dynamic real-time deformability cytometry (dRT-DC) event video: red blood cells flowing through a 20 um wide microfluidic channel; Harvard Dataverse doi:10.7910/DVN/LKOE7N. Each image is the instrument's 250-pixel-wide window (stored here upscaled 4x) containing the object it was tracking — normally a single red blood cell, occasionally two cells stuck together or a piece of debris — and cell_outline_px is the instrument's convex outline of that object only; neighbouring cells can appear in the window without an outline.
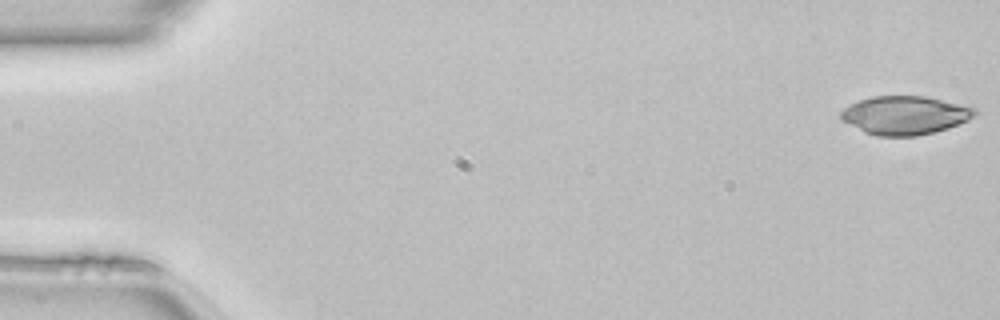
{"species": "common noctule bat (a hibernating species)", "species_latin": "Nyctalus noctula", "temperature_condition": "room temperature", "stored_images_in_passage": 49, "camera_frame_rate_fps": 3000, "um_per_image_px": 0.085, "animal": {"sex": "female", "body_mass_g": 22.7, "forearm_length_mm": 54.2}, "frame": {"image": 1, "passage_image": 1, "time_ms": 0.0, "image_size_px": [1000, 320], "cell_outline_px": [[976, 112], [968, 120], [948, 128], [916, 136], [876, 136], [864, 132], [840, 120], [840, 112], [844, 108], [860, 100], [872, 96], [924, 96], [976, 108]], "centroid_in_image_um": [76.87, 9.8], "position_along_channel_um": 8.1, "area_um2": 29.82}}
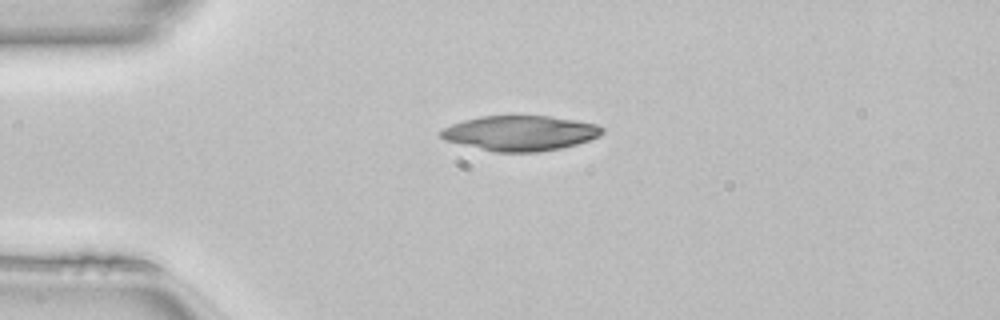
{"frame": {"image": 2, "passage_image": 12, "time_ms": 3.667, "image_size_px": [1000, 320], "cell_outline_px": [[604, 132], [600, 136], [576, 144], [560, 148], [540, 152], [496, 152], [444, 140], [440, 136], [440, 128], [464, 120], [480, 116], [548, 116], [596, 124], [604, 128]], "centroid_in_image_um": [44.19, 11.32], "position_along_channel_um": 40.8, "area_um2": 32.83}}
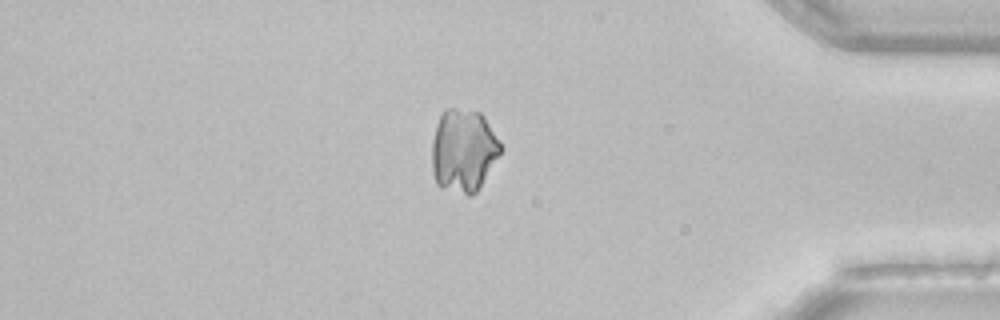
{"frame": {"image": 3, "passage_image": 42, "time_ms": 13.667, "image_size_px": [1000, 320], "cell_outline_px": [[504, 148], [476, 192], [472, 196], [468, 196], [440, 188], [436, 184], [432, 172], [432, 140], [436, 124], [444, 108], [452, 108], [480, 112], [484, 116]], "centroid_in_image_um": [39.38, 12.81], "position_along_channel_um": 395.8, "area_um2": 33.64}}